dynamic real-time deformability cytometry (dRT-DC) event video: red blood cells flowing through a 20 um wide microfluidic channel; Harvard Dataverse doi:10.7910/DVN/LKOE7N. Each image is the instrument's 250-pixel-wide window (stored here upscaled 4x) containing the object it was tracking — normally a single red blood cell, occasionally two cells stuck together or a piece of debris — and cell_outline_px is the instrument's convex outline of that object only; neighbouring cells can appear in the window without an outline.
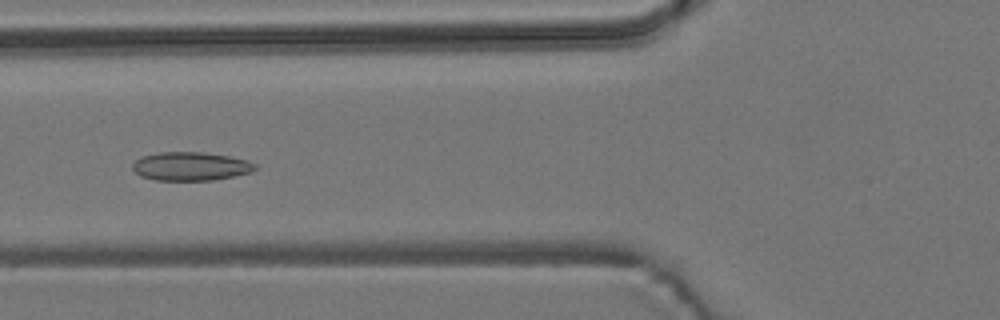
{"species": "common noctule bat (a hibernating species)", "species_latin": "Nyctalus noctula", "temperature_condition": "room temperature", "stored_images_in_passage": 8, "camera_frame_rate_fps": 3000, "um_per_image_px": 0.085, "animal": {"sex": "male", "body_mass_g": 19.2, "forearm_length_mm": 51.8}, "frame": {"image": 1, "passage_image": 7, "time_ms": 2.0, "image_size_px": [1000, 320], "cell_outline_px": [[256, 168], [252, 172], [212, 180], [156, 180], [140, 176], [132, 168], [132, 164], [140, 156], [160, 152], [200, 152], [228, 156], [248, 160], [256, 164]], "centroid_in_image_um": [16.19, 14.13], "position_along_channel_um": 109.6, "area_um2": 20.35}}
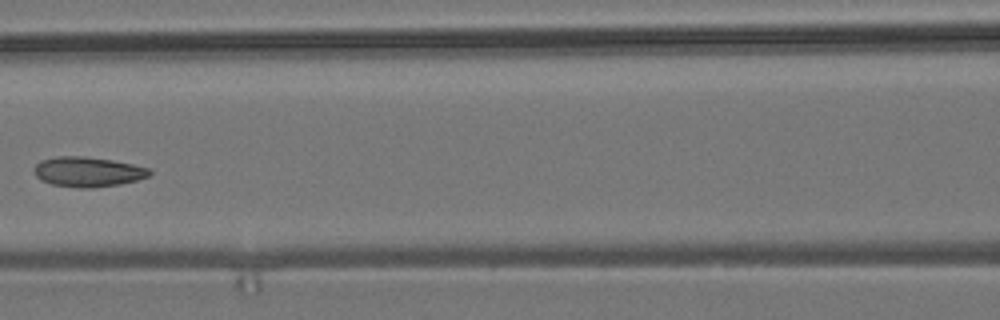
{"frame": {"image": 2, "passage_image": 8, "time_ms": 2.333, "image_size_px": [1000, 320], "cell_outline_px": [[152, 172], [148, 176], [136, 180], [120, 184], [92, 188], [80, 188], [52, 184], [36, 176], [36, 164], [40, 160], [56, 156], [84, 156], [112, 160], [152, 168]], "centroid_in_image_um": [7.51, 14.59], "position_along_channel_um": 159.1, "area_um2": 20.0}}